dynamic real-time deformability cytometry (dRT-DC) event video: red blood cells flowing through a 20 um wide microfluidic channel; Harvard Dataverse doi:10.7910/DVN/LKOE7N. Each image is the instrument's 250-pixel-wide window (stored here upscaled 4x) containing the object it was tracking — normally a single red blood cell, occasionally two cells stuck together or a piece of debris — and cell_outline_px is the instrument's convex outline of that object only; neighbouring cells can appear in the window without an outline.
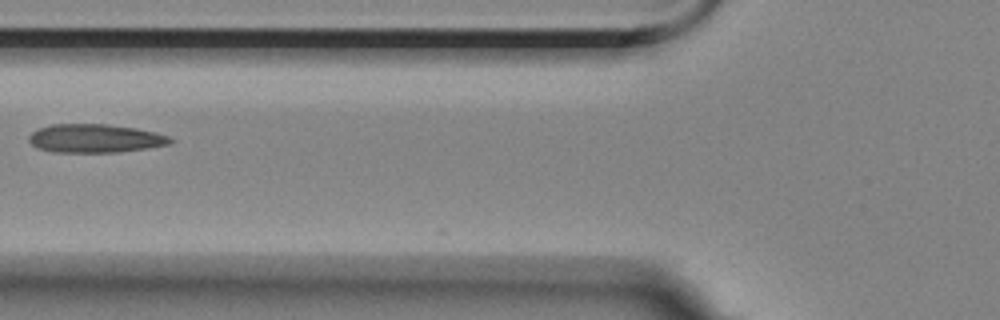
{"species": "Egyptian fruit bat (a non-hibernating species)", "species_latin": "Rousettus aegyptiacus", "temperature_condition": "room temperature", "stored_images_in_passage": 6, "camera_frame_rate_fps": 3000, "um_per_image_px": 0.085, "animal": {"sex": "female"}, "frame": {"image": 1, "passage_image": 6, "time_ms": 6.0, "image_size_px": [1000, 320], "cell_outline_px": [[176, 140], [168, 144], [148, 148], [116, 152], [52, 152], [36, 148], [28, 140], [28, 136], [36, 128], [52, 124], [108, 124], [136, 128], [156, 132], [168, 136]], "centroid_in_image_um": [8.06, 11.76], "position_along_channel_um": 117.7, "area_um2": 23.7}}